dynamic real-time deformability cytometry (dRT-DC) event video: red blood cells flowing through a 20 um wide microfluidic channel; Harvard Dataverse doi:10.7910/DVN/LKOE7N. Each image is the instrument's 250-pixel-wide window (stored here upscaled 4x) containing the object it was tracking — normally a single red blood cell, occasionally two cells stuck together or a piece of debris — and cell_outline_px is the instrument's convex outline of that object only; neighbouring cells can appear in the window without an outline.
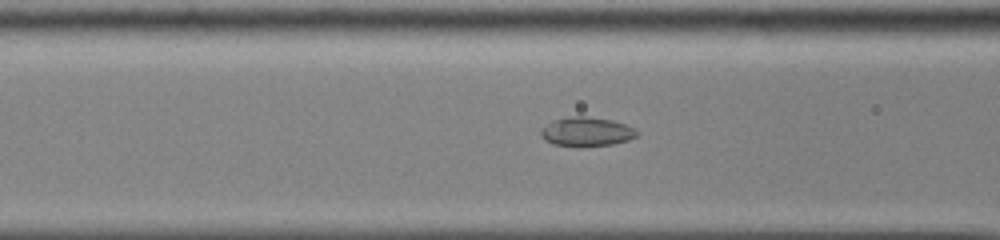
{"species": "common noctule bat (a hibernating species)", "species_latin": "Nyctalus noctula", "temperature_condition": "cold", "stored_images_in_passage": 47, "camera_frame_rate_fps": 3000, "um_per_image_px": 0.085, "animal": {"sex": "male", "body_mass_g": 13.0, "forearm_length_mm": 53.1}, "frame": {"image": 1, "passage_image": 16, "time_ms": 5.0, "image_size_px": [1000, 240], "cell_outline_px": [[640, 132], [636, 136], [628, 140], [612, 144], [552, 144], [544, 140], [540, 136], [540, 128], [556, 120], [568, 116], [584, 116], [612, 120], [636, 128]], "centroid_in_image_um": [49.87, 11.16], "position_along_channel_um": 116.7, "area_um2": 15.78}}
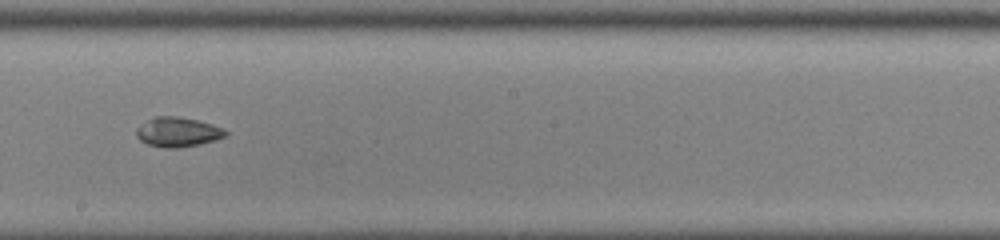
{"frame": {"image": 2, "passage_image": 25, "time_ms": 8.0, "image_size_px": [1000, 240], "cell_outline_px": [[228, 132], [224, 136], [216, 140], [200, 144], [180, 148], [164, 148], [148, 144], [140, 140], [136, 136], [136, 128], [148, 120], [156, 116], [176, 116], [196, 120], [212, 124], [224, 128]], "centroid_in_image_um": [15.11, 11.23], "position_along_channel_um": 233.1, "area_um2": 15.37}}
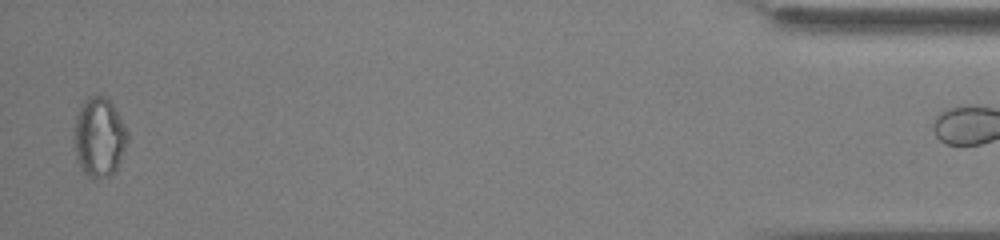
{"frame": {"image": 3, "passage_image": 46, "time_ms": 15.0, "image_size_px": [1000, 240], "cell_outline_px": [[128, 140], [124, 152], [116, 172], [108, 176], [88, 176], [84, 172], [76, 160], [76, 116], [80, 104], [88, 96], [100, 92], [108, 96], [128, 132]], "centroid_in_image_um": [8.46, 11.59], "position_along_channel_um": 426.7, "area_um2": 24.68}}